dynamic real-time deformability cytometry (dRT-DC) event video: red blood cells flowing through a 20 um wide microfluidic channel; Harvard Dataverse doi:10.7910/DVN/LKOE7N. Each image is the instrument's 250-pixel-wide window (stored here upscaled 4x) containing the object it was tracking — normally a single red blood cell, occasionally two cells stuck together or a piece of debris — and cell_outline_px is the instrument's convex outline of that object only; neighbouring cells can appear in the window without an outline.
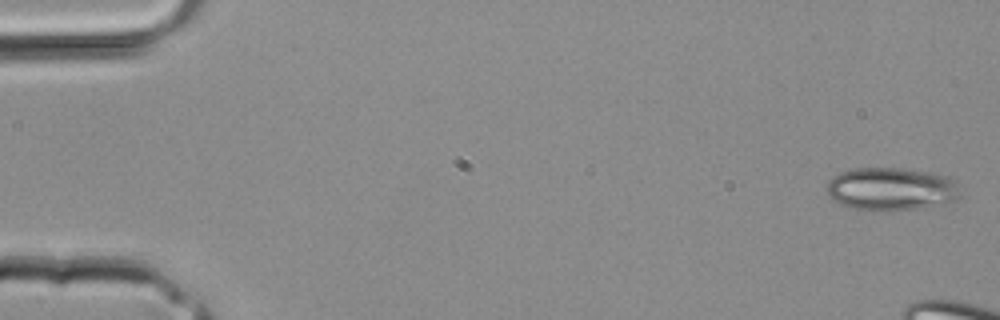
{"species": "common noctule bat (a hibernating species)", "species_latin": "Nyctalus noctula", "temperature_condition": "room temperature", "stored_images_in_passage": 4, "camera_frame_rate_fps": 3000, "um_per_image_px": 0.085, "animal": {"sex": "male", "body_mass_g": 20.4}, "frame": {"image": 1, "passage_image": 1, "time_ms": 0.0, "image_size_px": [1000, 320], "cell_outline_px": [[960, 196], [944, 204], [924, 208], [852, 208], [840, 204], [832, 200], [828, 192], [828, 180], [832, 176], [840, 172], [856, 168], [900, 168], [928, 172], [948, 176], [956, 180]], "centroid_in_image_um": [75.77, 16.02], "position_along_channel_um": 9.2, "area_um2": 32.77}}